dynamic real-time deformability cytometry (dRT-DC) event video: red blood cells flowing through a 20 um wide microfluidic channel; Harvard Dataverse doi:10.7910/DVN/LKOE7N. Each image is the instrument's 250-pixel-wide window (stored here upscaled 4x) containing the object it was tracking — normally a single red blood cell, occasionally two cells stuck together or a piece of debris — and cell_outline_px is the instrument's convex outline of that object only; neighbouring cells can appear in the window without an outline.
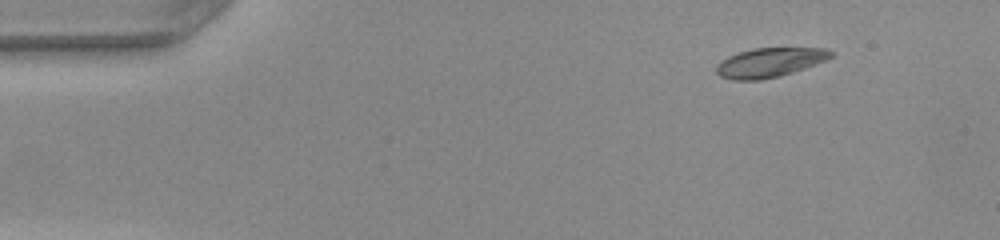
{"species": "common noctule bat (a hibernating species)", "species_latin": "Nyctalus noctula", "temperature_condition": "warm", "stored_images_in_passage": 45, "camera_frame_rate_fps": 3000, "um_per_image_px": 0.085, "animal": {"sex": "female", "body_mass_g": 22.0, "forearm_length_mm": 56.7}, "frame": {"image": 1, "passage_image": 1, "time_ms": 0.0, "image_size_px": [1000, 240], "cell_outline_px": [[832, 56], [824, 60], [804, 68], [780, 76], [760, 80], [732, 80], [720, 76], [716, 72], [716, 64], [728, 56], [752, 48], [828, 48], [832, 52]], "centroid_in_image_um": [65.38, 5.31], "position_along_channel_um": 19.6, "area_um2": 19.42}}
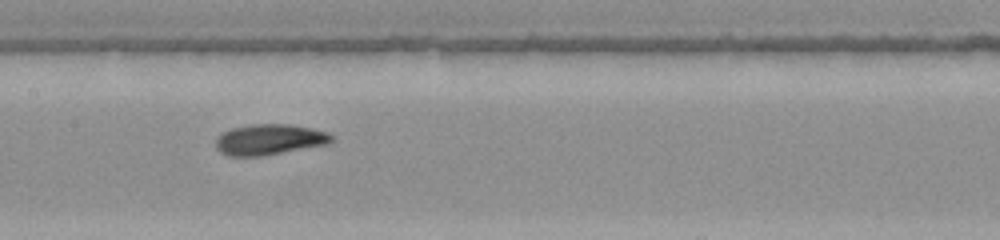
{"frame": {"image": 2, "passage_image": 20, "time_ms": 6.333, "image_size_px": [1000, 240], "cell_outline_px": [[336, 140], [328, 144], [260, 156], [228, 156], [220, 152], [216, 148], [216, 140], [220, 132], [232, 128], [252, 124], [288, 124], [312, 128], [328, 132]], "centroid_in_image_um": [22.89, 11.85], "position_along_channel_um": 184.5, "area_um2": 20.81}}
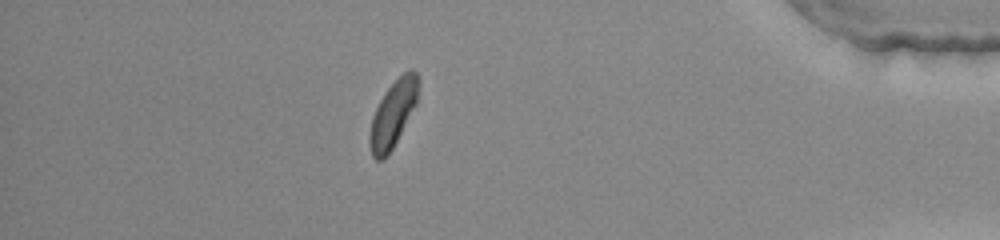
{"frame": {"image": 3, "passage_image": 39, "time_ms": 12.667, "image_size_px": [1000, 240], "cell_outline_px": [[420, 84], [416, 104], [392, 148], [384, 160], [376, 160], [372, 156], [368, 140], [368, 136], [372, 116], [384, 92], [408, 68], [412, 68], [416, 72], [420, 80]], "centroid_in_image_um": [33.4, 9.66], "position_along_channel_um": 401.8, "area_um2": 18.84}, "authors_computed_cell_mechanics": {"area_um2": 19.9988, "velocity_mm_per_s": 4.094, "shape_relaxation_time_tau1_ms": 2.9014, "shape_relaxation_time_tau2_ms": 1.9877, "deformation_change_tau1": 0.1429, "deformation_change_tau2": 0.0724}}